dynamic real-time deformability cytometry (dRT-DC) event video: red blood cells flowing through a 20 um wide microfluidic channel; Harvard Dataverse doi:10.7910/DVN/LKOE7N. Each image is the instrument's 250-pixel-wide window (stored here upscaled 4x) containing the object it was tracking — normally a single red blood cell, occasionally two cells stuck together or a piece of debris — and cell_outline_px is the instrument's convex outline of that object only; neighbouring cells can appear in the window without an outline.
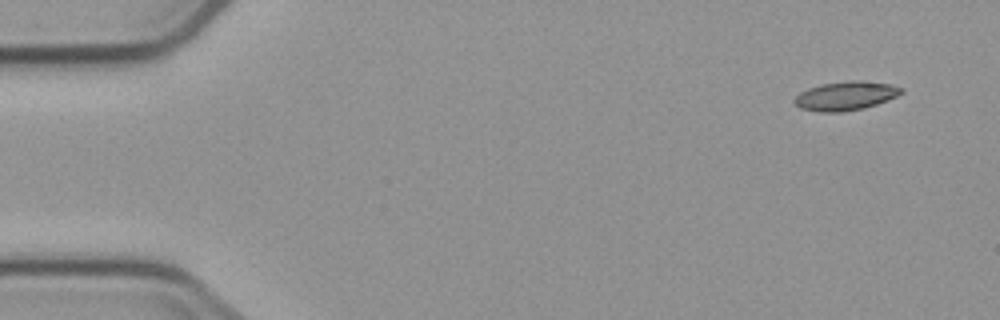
{"species": "common noctule bat (a hibernating species)", "species_latin": "Nyctalus noctula", "temperature_condition": "cold", "stored_images_in_passage": 4, "segment_of_instrument_passage": [2, 2], "camera_frame_rate_fps": 3000, "um_per_image_px": 0.085, "animal": {"sex": "male", "body_mass_g": 23.1, "forearm_length_mm": 52.7}, "frame": {"image": 1, "passage_image": 4, "time_ms": 3.667, "image_size_px": [1000, 320], "cell_outline_px": [[904, 92], [888, 100], [864, 108], [840, 112], [820, 112], [800, 108], [792, 100], [800, 92], [808, 88], [820, 84], [848, 80], [860, 80], [888, 84], [904, 88]], "centroid_in_image_um": [71.87, 8.14], "position_along_channel_um": 13.1, "area_um2": 18.03}}